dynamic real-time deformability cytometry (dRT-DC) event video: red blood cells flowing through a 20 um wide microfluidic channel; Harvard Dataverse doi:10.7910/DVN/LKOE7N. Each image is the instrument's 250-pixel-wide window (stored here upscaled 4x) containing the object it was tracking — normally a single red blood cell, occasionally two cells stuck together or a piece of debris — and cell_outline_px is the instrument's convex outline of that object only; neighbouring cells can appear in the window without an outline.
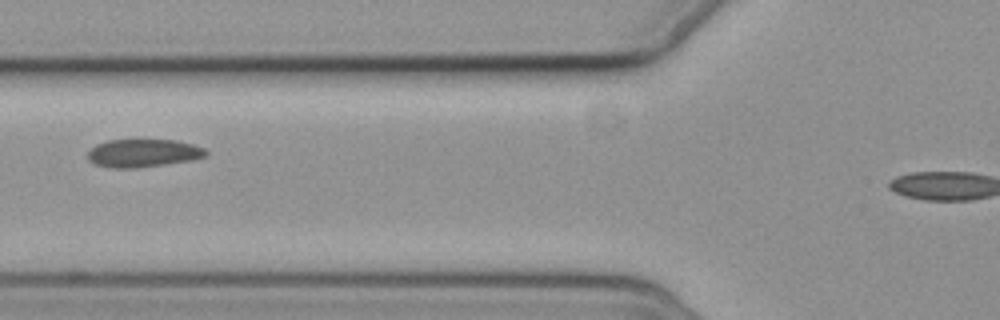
{"species": "common noctule bat (a hibernating species)", "species_latin": "Nyctalus noctula", "temperature_condition": "cold", "stored_images_in_passage": 2, "camera_frame_rate_fps": 3000, "um_per_image_px": 0.085, "animal": {"sex": "female", "body_mass_g": 19.3, "forearm_length_mm": 54.1}, "frame": {"image": 1, "passage_image": 2, "time_ms": 1.0, "image_size_px": [1000, 320], "cell_outline_px": [[208, 156], [192, 160], [136, 168], [112, 168], [96, 164], [88, 160], [88, 152], [96, 144], [108, 140], [176, 140], [192, 144], [204, 148], [208, 152]], "centroid_in_image_um": [12.19, 13.01], "position_along_channel_um": 113.6, "area_um2": 19.25}}